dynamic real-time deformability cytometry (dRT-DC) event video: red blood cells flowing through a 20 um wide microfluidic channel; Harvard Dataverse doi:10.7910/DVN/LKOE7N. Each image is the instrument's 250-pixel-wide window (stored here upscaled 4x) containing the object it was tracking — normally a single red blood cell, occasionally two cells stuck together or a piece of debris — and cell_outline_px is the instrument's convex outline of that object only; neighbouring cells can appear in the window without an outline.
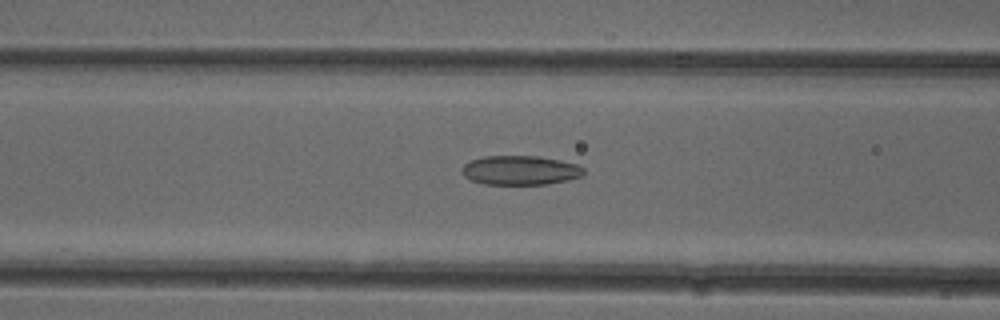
{"species": "common noctule bat (a hibernating species)", "species_latin": "Nyctalus noctula", "temperature_condition": "cold", "stored_images_in_passage": 52, "camera_frame_rate_fps": 3000, "um_per_image_px": 0.085, "animal": {"sex": "female"}, "frame": {"image": 1, "passage_image": 21, "time_ms": 6.667, "image_size_px": [1000, 320], "cell_outline_px": [[584, 172], [580, 176], [568, 180], [544, 184], [484, 184], [472, 180], [464, 176], [460, 172], [464, 164], [472, 160], [484, 156], [540, 156], [560, 160], [576, 164], [584, 168]], "centroid_in_image_um": [44.2, 14.47], "position_along_channel_um": 122.4, "area_um2": 20.69}}
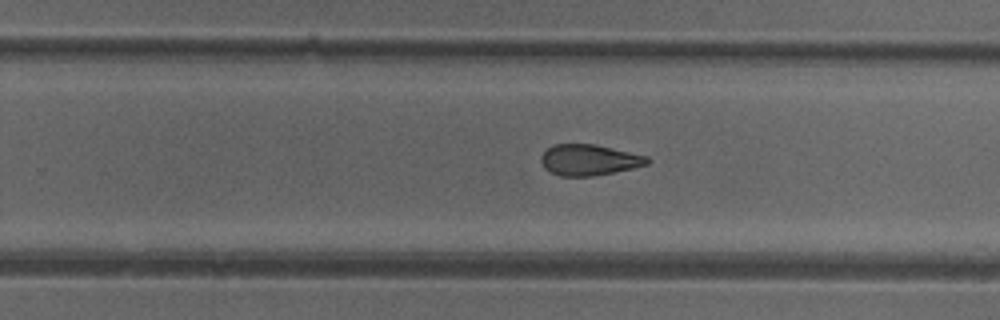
{"frame": {"image": 2, "passage_image": 33, "time_ms": 10.667, "image_size_px": [1000, 320], "cell_outline_px": [[648, 164], [632, 168], [592, 176], [560, 176], [544, 168], [540, 160], [540, 156], [548, 148], [556, 144], [596, 144], [648, 156]], "centroid_in_image_um": [50.05, 13.58], "position_along_channel_um": 279.7, "area_um2": 19.02}}
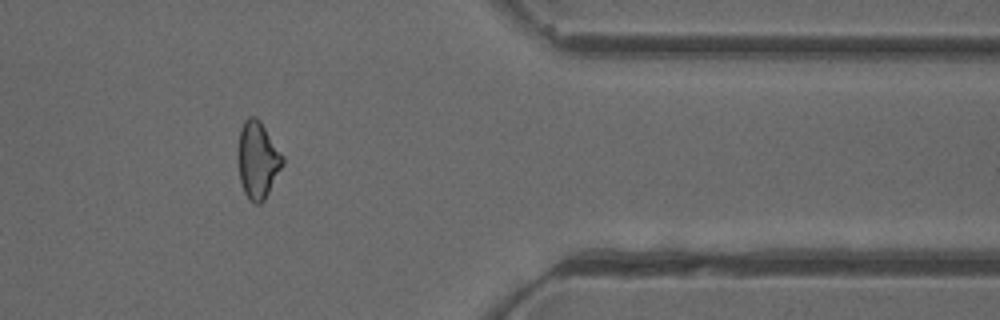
{"frame": {"image": 3, "passage_image": 43, "time_ms": 14.0, "image_size_px": [1000, 320], "cell_outline_px": [[284, 164], [264, 200], [260, 204], [256, 204], [248, 200], [244, 192], [240, 180], [236, 156], [240, 128], [244, 120], [248, 116], [256, 116], [260, 120], [284, 156]], "centroid_in_image_um": [21.88, 13.58], "position_along_channel_um": 389.5, "area_um2": 20.46}, "authors_computed_cell_mechanics": {"area_um2": 20.7213, "velocity_mm_per_s": 3.9381, "shape_relaxation_time_tau1_ms": null, "shape_relaxation_time_tau2_ms": 3.7295, "deformation_change_tau1": null, "deformation_change_tau2": 0.1146}}